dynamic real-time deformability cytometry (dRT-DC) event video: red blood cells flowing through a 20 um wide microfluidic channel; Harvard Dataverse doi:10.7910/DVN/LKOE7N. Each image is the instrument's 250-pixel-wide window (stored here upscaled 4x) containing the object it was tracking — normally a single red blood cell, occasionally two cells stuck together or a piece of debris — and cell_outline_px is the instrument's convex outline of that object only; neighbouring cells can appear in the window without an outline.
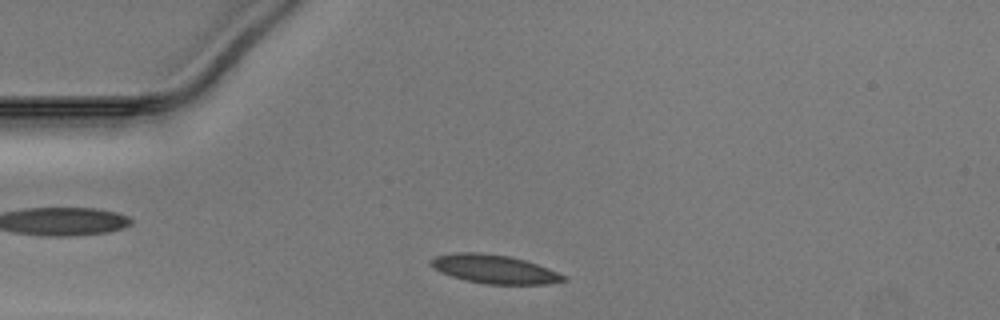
{"species": "Egyptian fruit bat (a non-hibernating species)", "species_latin": "Rousettus aegyptiacus", "temperature_condition": "warm", "stored_images_in_passage": 31, "camera_frame_rate_fps": 3000, "um_per_image_px": 0.085, "animal": {"sex": "male"}, "frame": {"image": 1, "passage_image": 3, "time_ms": 0.667, "image_size_px": [1000, 320], "cell_outline_px": [[568, 280], [548, 284], [484, 284], [464, 280], [440, 272], [432, 264], [432, 260], [436, 256], [456, 252], [480, 252], [508, 256], [524, 260], [548, 268], [564, 276]], "centroid_in_image_um": [42.03, 22.88], "position_along_channel_um": 43.0, "area_um2": 21.85}}
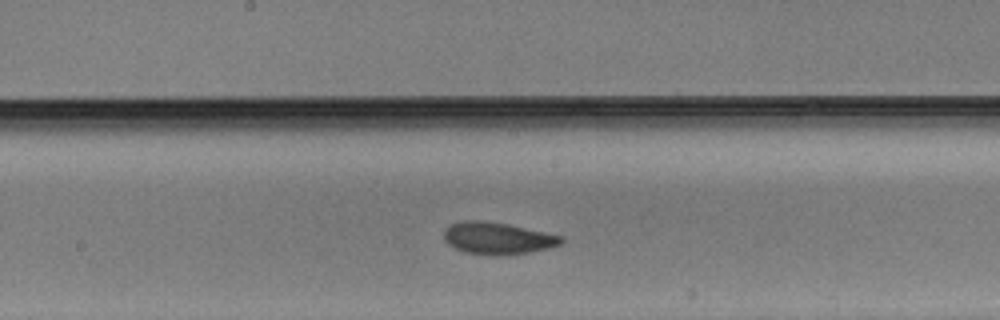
{"frame": {"image": 2, "passage_image": 17, "time_ms": 5.333, "image_size_px": [1000, 320], "cell_outline_px": [[564, 240], [560, 244], [548, 248], [528, 252], [500, 256], [464, 252], [448, 244], [444, 240], [444, 232], [452, 224], [460, 220], [480, 220], [508, 224], [564, 236]], "centroid_in_image_um": [42.3, 20.25], "position_along_channel_um": 205.9, "area_um2": 21.79}}
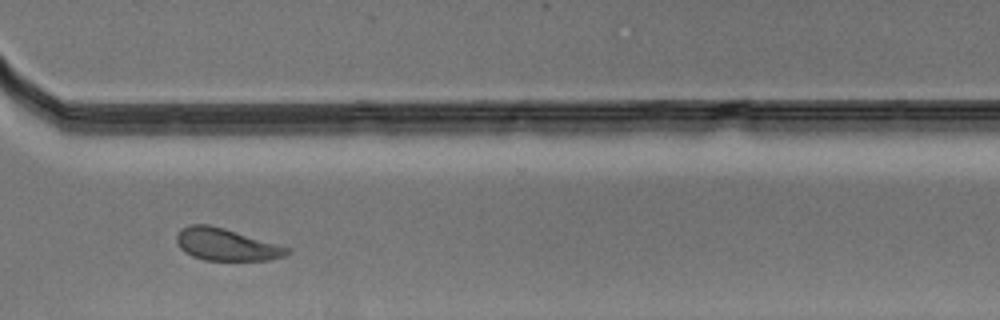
{"frame": {"image": 3, "passage_image": 28, "time_ms": 9.0, "image_size_px": [1000, 320], "cell_outline_px": [[292, 248], [284, 256], [268, 260], [204, 260], [192, 256], [184, 252], [180, 248], [176, 240], [176, 236], [188, 224], [208, 224], [224, 228]], "centroid_in_image_um": [19.22, 20.79], "position_along_channel_um": 351.4, "area_um2": 20.58}}